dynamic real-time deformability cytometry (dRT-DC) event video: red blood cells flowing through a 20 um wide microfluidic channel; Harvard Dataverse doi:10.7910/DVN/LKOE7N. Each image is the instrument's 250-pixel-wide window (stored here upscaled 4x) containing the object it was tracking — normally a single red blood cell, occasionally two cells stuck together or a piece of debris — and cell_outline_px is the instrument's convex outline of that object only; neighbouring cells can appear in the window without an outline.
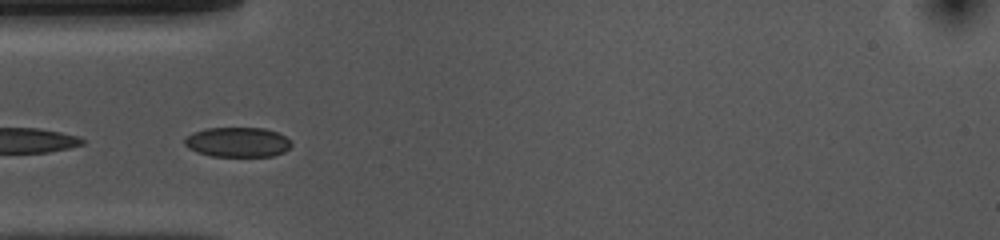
{"species": "common noctule bat (a hibernating species)", "species_latin": "Nyctalus noctula", "temperature_condition": "cold", "stored_images_in_passage": 32, "camera_frame_rate_fps": 3000, "um_per_image_px": 0.085, "animal": {"sex": "female", "body_mass_g": 10.0, "forearm_length_mm": 53.1}, "frame": {"image": 1, "passage_image": 15, "time_ms": 4.667, "image_size_px": [1000, 240], "cell_outline_px": [[292, 144], [284, 152], [272, 156], [212, 156], [196, 152], [188, 148], [184, 144], [184, 140], [192, 132], [204, 128], [264, 128], [276, 132], [292, 140]], "centroid_in_image_um": [20.18, 12.08], "position_along_channel_um": 64.8, "area_um2": 18.61}}
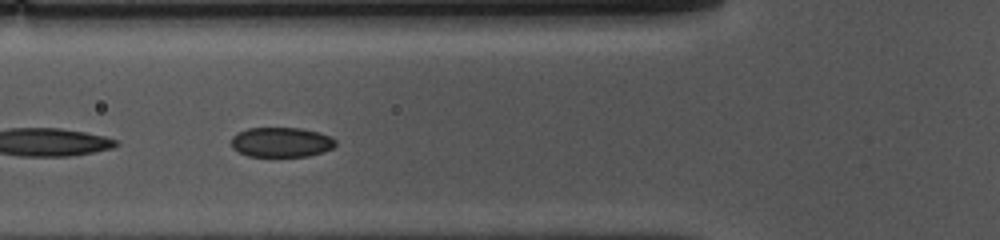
{"frame": {"image": 2, "passage_image": 18, "time_ms": 5.667, "image_size_px": [1000, 240], "cell_outline_px": [[336, 144], [332, 148], [324, 152], [308, 156], [248, 156], [232, 148], [232, 136], [236, 132], [248, 128], [300, 128], [320, 132], [332, 136], [336, 140]], "centroid_in_image_um": [23.93, 12.08], "position_along_channel_um": 101.9, "area_um2": 18.26}}
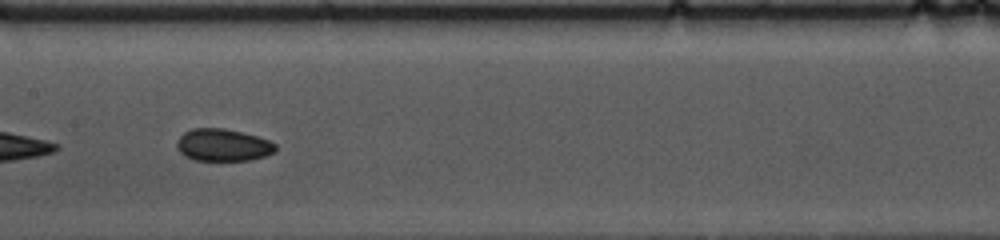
{"frame": {"image": 3, "passage_image": 25, "time_ms": 8.0, "image_size_px": [1000, 240], "cell_outline_px": [[276, 152], [264, 156], [248, 160], [192, 160], [184, 156], [176, 148], [176, 140], [184, 132], [192, 128], [224, 128], [256, 136], [268, 140], [276, 144]], "centroid_in_image_um": [18.91, 12.33], "position_along_channel_um": 188.5, "area_um2": 18.61}}